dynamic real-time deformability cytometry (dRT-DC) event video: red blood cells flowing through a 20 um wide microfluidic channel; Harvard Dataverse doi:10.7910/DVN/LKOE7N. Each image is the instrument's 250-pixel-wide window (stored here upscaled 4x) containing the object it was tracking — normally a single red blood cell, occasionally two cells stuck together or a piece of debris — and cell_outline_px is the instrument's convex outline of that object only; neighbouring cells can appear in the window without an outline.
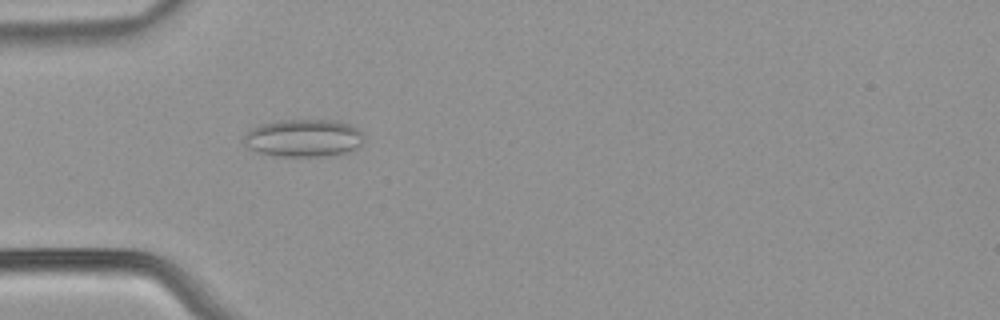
{"species": "common noctule bat (a hibernating species)", "species_latin": "Nyctalus noctula", "temperature_condition": "warm", "stored_images_in_passage": 53, "camera_frame_rate_fps": 3000, "um_per_image_px": 0.085, "animal": {"sex": "male", "body_mass_g": 21.5, "forearm_length_mm": 52.0}, "frame": {"image": 1, "passage_image": 17, "time_ms": 5.333, "image_size_px": [1000, 320], "cell_outline_px": [[364, 136], [360, 144], [356, 148], [332, 156], [276, 156], [260, 152], [248, 148], [244, 140], [244, 136], [252, 128], [264, 124], [280, 120], [336, 120], [352, 124]], "centroid_in_image_um": [25.83, 11.73], "position_along_channel_um": 59.2, "area_um2": 26.13}}
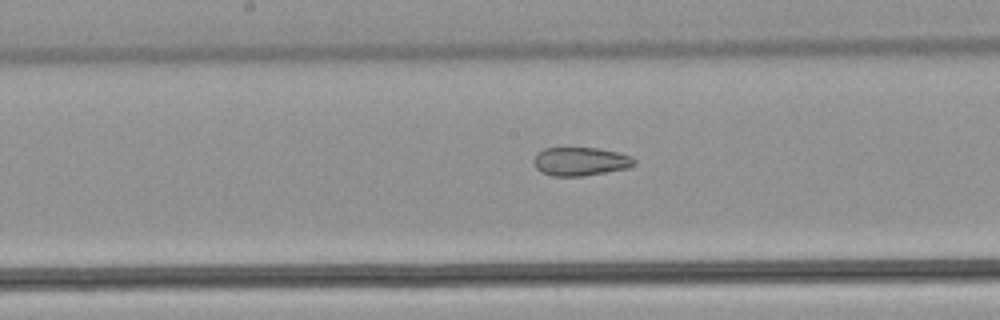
{"frame": {"image": 2, "passage_image": 28, "time_ms": 9.0, "image_size_px": [1000, 320], "cell_outline_px": [[636, 164], [628, 168], [584, 176], [552, 176], [540, 172], [536, 168], [532, 160], [536, 152], [544, 148], [600, 148], [632, 156], [636, 160]], "centroid_in_image_um": [49.31, 13.72], "position_along_channel_um": 198.9, "area_um2": 16.94}}
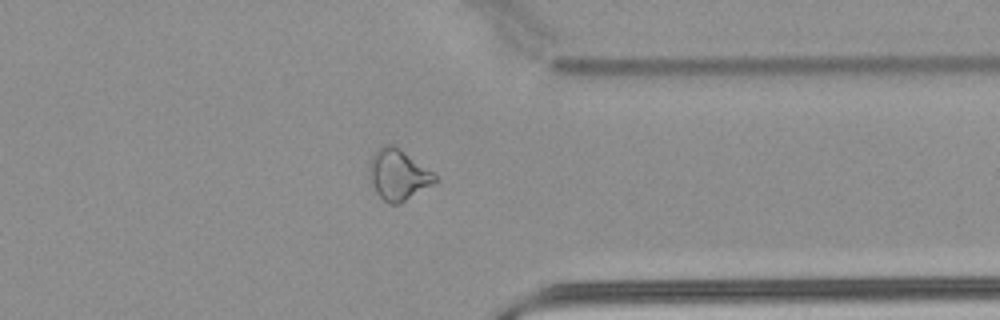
{"frame": {"image": 3, "passage_image": 42, "time_ms": 13.667, "image_size_px": [1000, 320], "cell_outline_px": [[436, 180], [432, 184], [400, 204], [388, 204], [376, 192], [368, 176], [368, 168], [372, 156], [384, 144], [392, 144], [400, 148], [432, 172], [436, 176]], "centroid_in_image_um": [33.81, 14.85], "position_along_channel_um": 377.6, "area_um2": 19.13}, "authors_computed_cell_mechanics": {"area_um2": 21.097, "velocity_mm_per_s": 3.926, "shape_relaxation_time_tau1_ms": null, "shape_relaxation_time_tau2_ms": 3.2465, "deformation_change_tau1": null, "deformation_change_tau2": 0.103}}